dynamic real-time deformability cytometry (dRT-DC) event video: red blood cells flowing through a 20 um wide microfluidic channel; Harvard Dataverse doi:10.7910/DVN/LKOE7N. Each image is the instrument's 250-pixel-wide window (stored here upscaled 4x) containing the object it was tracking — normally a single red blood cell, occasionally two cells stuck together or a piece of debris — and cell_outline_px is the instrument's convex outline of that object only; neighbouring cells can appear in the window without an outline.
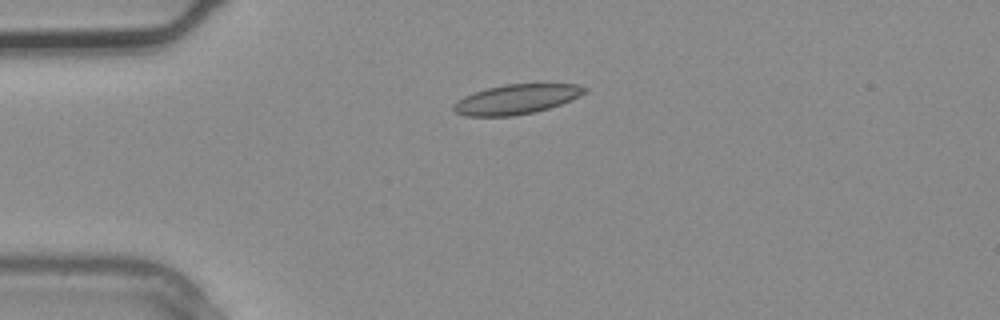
{"species": "common noctule bat (a hibernating species)", "species_latin": "Nyctalus noctula", "temperature_condition": "warm", "stored_images_in_passage": 2, "camera_frame_rate_fps": 3000, "um_per_image_px": 0.085, "animal": {"sex": "male", "body_mass_g": 20.4}, "frame": {"image": 1, "passage_image": 2, "time_ms": 0.333, "image_size_px": [1000, 320], "cell_outline_px": [[588, 88], [584, 92], [572, 100], [536, 112], [512, 116], [468, 116], [456, 112], [452, 108], [452, 104], [464, 96], [488, 88], [504, 84], [576, 84]], "centroid_in_image_um": [43.88, 8.44], "position_along_channel_um": 41.1, "area_um2": 22.48}}